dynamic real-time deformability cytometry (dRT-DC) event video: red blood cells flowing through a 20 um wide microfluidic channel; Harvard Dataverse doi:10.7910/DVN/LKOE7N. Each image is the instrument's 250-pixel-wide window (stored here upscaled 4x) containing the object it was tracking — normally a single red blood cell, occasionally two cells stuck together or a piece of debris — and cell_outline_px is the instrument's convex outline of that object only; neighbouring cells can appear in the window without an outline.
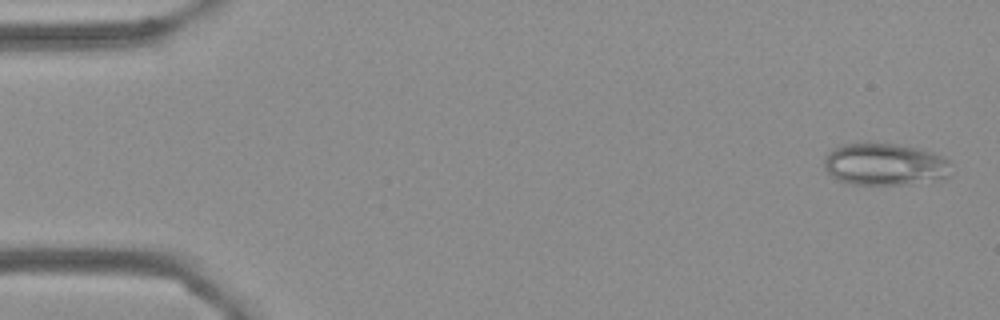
{"species": "Egyptian fruit bat (a non-hibernating species)", "species_latin": "Rousettus aegyptiacus", "temperature_condition": "cold", "stored_images_in_passage": 4, "camera_frame_rate_fps": 3000, "um_per_image_px": 0.085, "frame": {"image": 1, "passage_image": 1, "time_ms": 0.0, "image_size_px": [1000, 320], "cell_outline_px": [[952, 160], [948, 176], [944, 180], [908, 184], [844, 184], [836, 180], [828, 172], [824, 164], [824, 160], [828, 152], [832, 148], [840, 144], [868, 140], [920, 148], [944, 156]], "centroid_in_image_um": [75.22, 13.94], "position_along_channel_um": 9.8, "area_um2": 32.37}}